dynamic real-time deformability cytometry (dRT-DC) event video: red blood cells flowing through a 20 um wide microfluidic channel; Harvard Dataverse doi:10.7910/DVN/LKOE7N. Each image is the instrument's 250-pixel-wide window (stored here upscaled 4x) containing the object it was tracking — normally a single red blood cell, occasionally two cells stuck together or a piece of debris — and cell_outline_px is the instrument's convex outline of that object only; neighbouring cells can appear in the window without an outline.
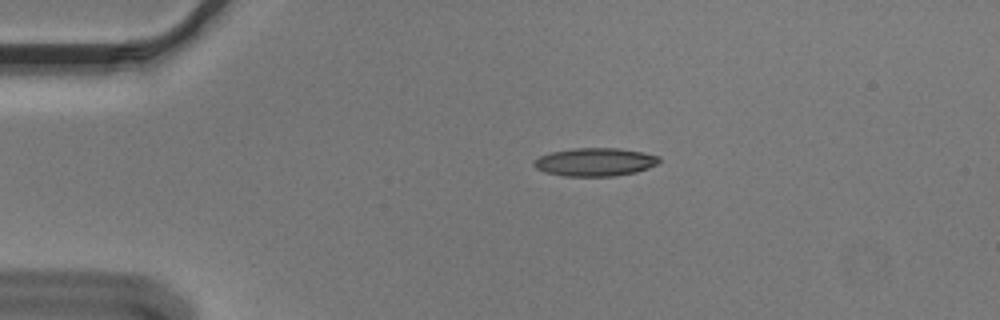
{"species": "Egyptian fruit bat (a non-hibernating species)", "species_latin": "Rousettus aegyptiacus", "temperature_condition": "cold", "stored_images_in_passage": 46, "camera_frame_rate_fps": 3000, "um_per_image_px": 0.085, "animal": {"sex": "male"}, "frame": {"image": 1, "passage_image": 3, "time_ms": 0.667, "image_size_px": [1000, 320], "cell_outline_px": [[660, 164], [636, 172], [612, 176], [564, 176], [544, 172], [536, 168], [532, 164], [532, 160], [540, 156], [552, 152], [576, 148], [620, 148], [660, 156]], "centroid_in_image_um": [50.58, 13.77], "position_along_channel_um": 34.4, "area_um2": 20.63}}
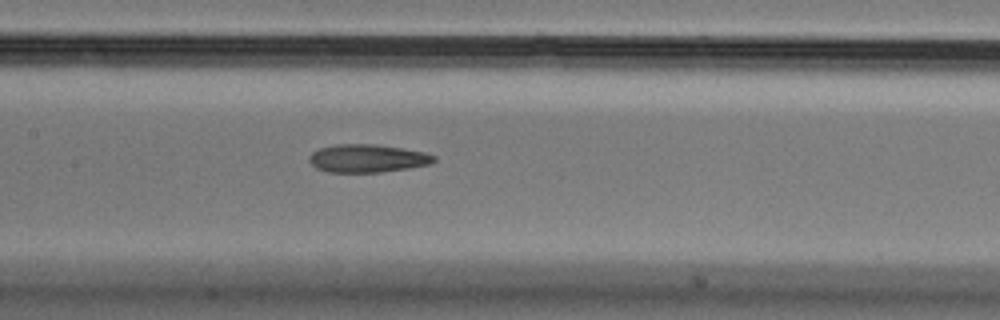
{"frame": {"image": 2, "passage_image": 18, "time_ms": 5.667, "image_size_px": [1000, 320], "cell_outline_px": [[436, 160], [428, 164], [408, 168], [380, 172], [328, 172], [316, 168], [308, 160], [308, 156], [312, 152], [320, 148], [336, 144], [376, 144], [424, 152], [436, 156]], "centroid_in_image_um": [31.19, 13.46], "position_along_channel_um": 176.2, "area_um2": 20.29}}
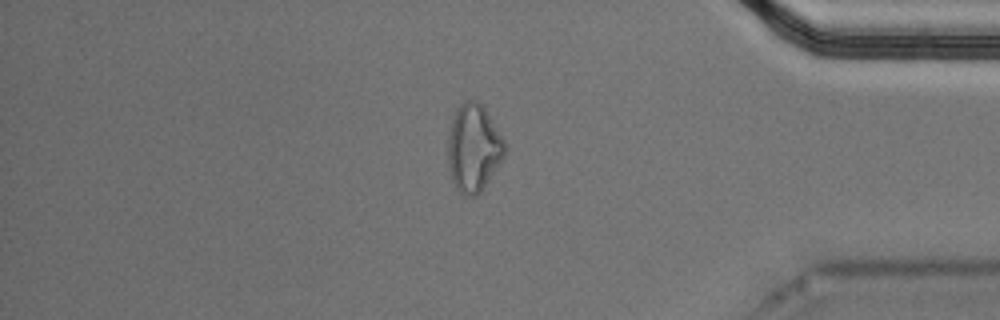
{"frame": {"image": 3, "passage_image": 38, "time_ms": 12.333, "image_size_px": [1000, 320], "cell_outline_px": [[508, 148], [504, 156], [480, 192], [476, 196], [464, 196], [456, 188], [452, 180], [448, 164], [448, 136], [452, 120], [456, 108], [464, 100], [476, 100], [484, 108], [504, 140]], "centroid_in_image_um": [40.24, 12.58], "position_along_channel_um": 395.0, "area_um2": 28.78}, "authors_computed_cell_mechanics": {"area_um2": 20.7791, "velocity_mm_per_s": 3.658, "shape_relaxation_time_tau1_ms": null, "shape_relaxation_time_tau2_ms": 7.4453, "deformation_change_tau1": null, "deformation_change_tau2": 0.202}}